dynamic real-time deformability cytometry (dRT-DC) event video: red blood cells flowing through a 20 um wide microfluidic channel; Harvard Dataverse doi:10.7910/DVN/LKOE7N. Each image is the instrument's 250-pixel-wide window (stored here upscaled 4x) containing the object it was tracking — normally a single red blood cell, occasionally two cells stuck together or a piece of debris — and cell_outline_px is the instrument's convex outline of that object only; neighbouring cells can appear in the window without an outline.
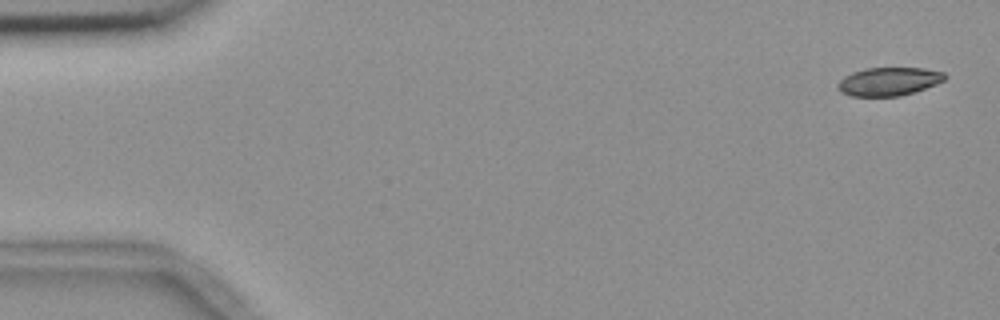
{"species": "common noctule bat (a hibernating species)", "species_latin": "Nyctalus noctula", "temperature_condition": "room temperature", "stored_images_in_passage": 55, "camera_frame_rate_fps": 3000, "um_per_image_px": 0.085, "animal": {"sex": "female", "body_mass_g": 18.4}, "frame": {"image": 1, "passage_image": 2, "time_ms": 0.333, "image_size_px": [1000, 320], "cell_outline_px": [[948, 76], [944, 80], [936, 84], [900, 96], [852, 96], [840, 92], [836, 84], [844, 76], [852, 72], [864, 68], [924, 68], [944, 72]], "centroid_in_image_um": [75.53, 6.92], "position_along_channel_um": 9.5, "area_um2": 17.69}}
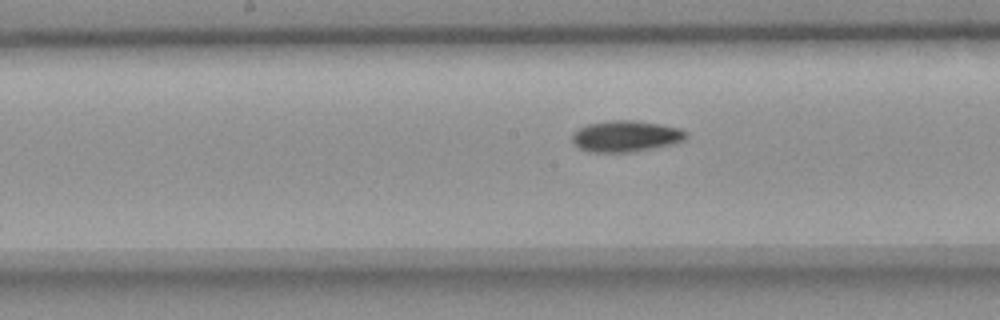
{"frame": {"image": 2, "passage_image": 28, "time_ms": 9.0, "image_size_px": [1000, 320], "cell_outline_px": [[688, 136], [684, 140], [672, 144], [632, 152], [592, 152], [580, 148], [572, 140], [572, 132], [588, 124], [608, 120], [632, 120], [660, 124], [680, 128], [688, 132]], "centroid_in_image_um": [53.21, 11.57], "position_along_channel_um": 195.0, "area_um2": 20.69}}
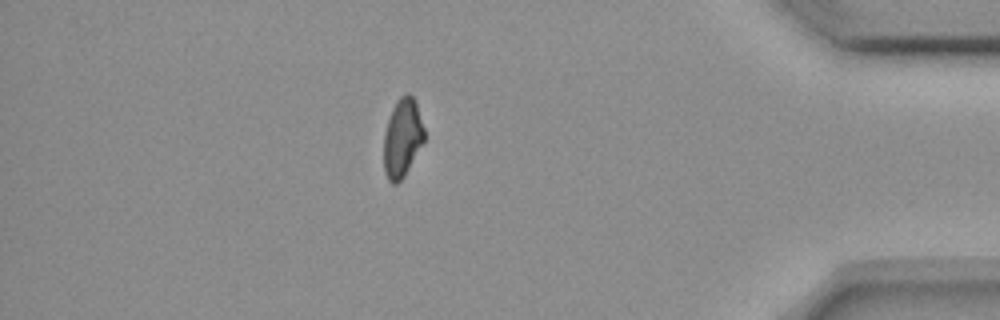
{"frame": {"image": 3, "passage_image": 48, "time_ms": 15.667, "image_size_px": [1000, 320], "cell_outline_px": [[424, 140], [404, 176], [396, 184], [392, 184], [388, 180], [384, 172], [384, 132], [392, 108], [396, 100], [404, 92], [408, 92], [416, 100], [424, 128]], "centroid_in_image_um": [34.19, 11.68], "position_along_channel_um": 401.0, "area_um2": 18.61}, "authors_computed_cell_mechanics": {"area_um2": 19.5364, "velocity_mm_per_s": 3.6865, "shape_relaxation_time_tau1_ms": 8.3785, "shape_relaxation_time_tau2_ms": null, "deformation_change_tau1": 0.1554, "deformation_change_tau2": null}}